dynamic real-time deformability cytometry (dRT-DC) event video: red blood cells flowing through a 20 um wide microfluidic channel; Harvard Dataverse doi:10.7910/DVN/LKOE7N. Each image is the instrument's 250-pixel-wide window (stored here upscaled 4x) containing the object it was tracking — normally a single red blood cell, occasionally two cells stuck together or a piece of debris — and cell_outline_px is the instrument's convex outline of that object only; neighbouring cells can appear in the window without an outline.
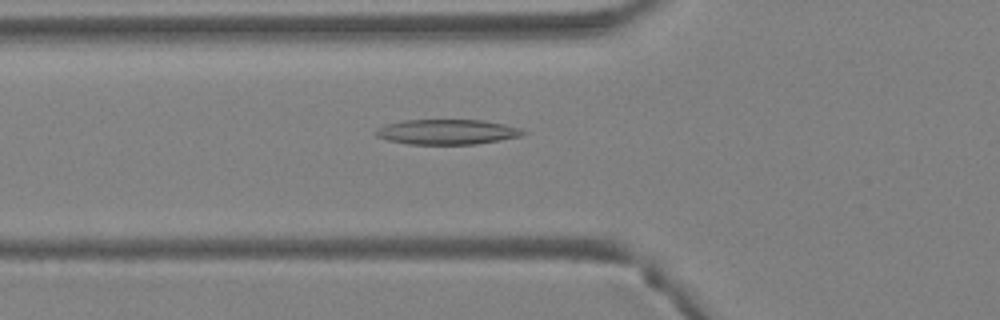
{"species": "Egyptian fruit bat (a non-hibernating species)", "species_latin": "Rousettus aegyptiacus", "temperature_condition": "warm", "stored_images_in_passage": 37, "camera_frame_rate_fps": 3000, "um_per_image_px": 0.085, "animal": {"sex": "female"}, "frame": {"image": 1, "passage_image": 11, "time_ms": 3.333, "image_size_px": [1000, 320], "cell_outline_px": [[528, 132], [520, 136], [500, 140], [476, 144], [408, 144], [388, 140], [376, 136], [372, 132], [376, 128], [384, 124], [404, 120], [484, 120], [504, 124], [520, 128]], "centroid_in_image_um": [37.96, 11.21], "position_along_channel_um": 87.8, "area_um2": 21.68}}
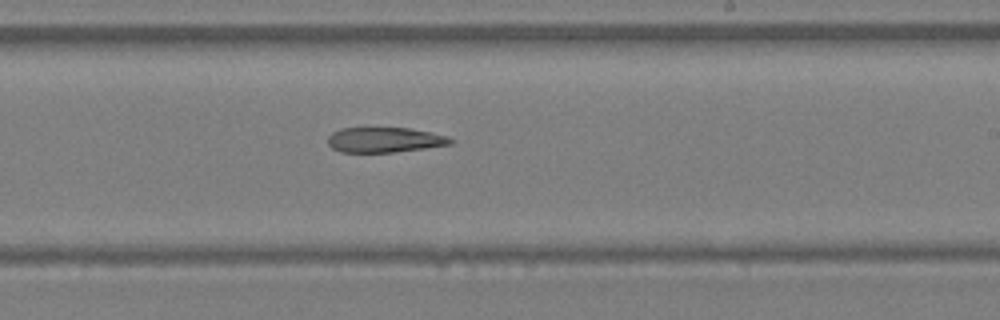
{"frame": {"image": 2, "passage_image": 21, "time_ms": 6.667, "image_size_px": [1000, 320], "cell_outline_px": [[456, 140], [452, 144], [424, 148], [392, 152], [340, 152], [332, 148], [328, 144], [328, 136], [332, 132], [340, 128], [408, 128], [432, 132], [448, 136]], "centroid_in_image_um": [32.7, 11.88], "position_along_channel_um": 256.3, "area_um2": 18.03}}
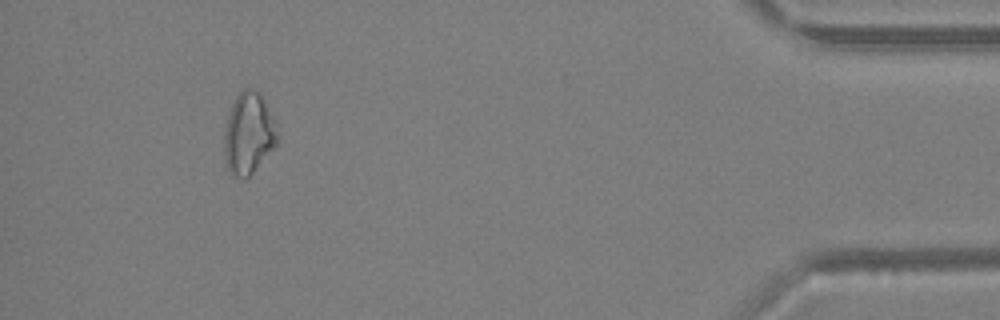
{"frame": {"image": 3, "passage_image": 34, "time_ms": 11.0, "image_size_px": [1000, 320], "cell_outline_px": [[276, 148], [248, 176], [232, 176], [228, 168], [224, 156], [224, 136], [228, 116], [232, 104], [236, 96], [244, 88], [252, 88], [260, 92], [276, 120]], "centroid_in_image_um": [21.15, 11.31], "position_along_channel_um": 414.1, "area_um2": 25.2}}